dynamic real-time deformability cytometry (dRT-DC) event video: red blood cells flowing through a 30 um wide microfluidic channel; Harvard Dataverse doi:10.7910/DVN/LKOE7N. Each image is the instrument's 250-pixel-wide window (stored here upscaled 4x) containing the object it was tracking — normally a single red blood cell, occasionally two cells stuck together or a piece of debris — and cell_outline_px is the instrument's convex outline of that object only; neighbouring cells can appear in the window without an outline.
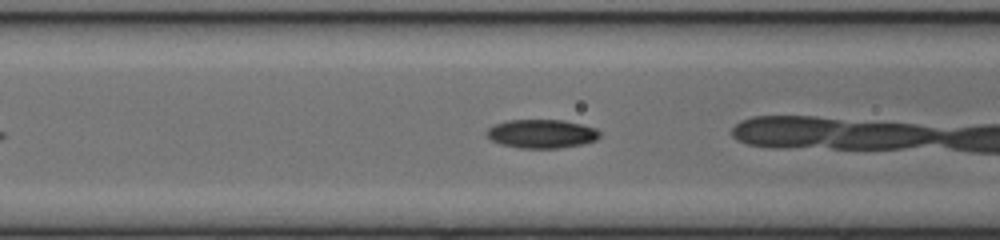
{"species": "common noctule bat (a hibernating species)", "species_latin": "Nyctalus noctula", "temperature_condition": "cold", "stored_images_in_passage": 12, "camera_frame_rate_fps": 3000, "um_per_image_px": 0.085, "animal": {"sex": "female", "body_mass_g": 17.0, "forearm_length_mm": 48.0}, "frame": {"image": 1, "passage_image": 10, "time_ms": 3.0, "image_size_px": [1000, 240], "cell_outline_px": [[600, 136], [596, 140], [584, 144], [560, 148], [520, 148], [500, 144], [492, 140], [488, 136], [488, 128], [496, 124], [508, 120], [564, 120], [596, 128], [600, 132]], "centroid_in_image_um": [46.08, 11.37], "position_along_channel_um": 120.5, "area_um2": 18.84}}